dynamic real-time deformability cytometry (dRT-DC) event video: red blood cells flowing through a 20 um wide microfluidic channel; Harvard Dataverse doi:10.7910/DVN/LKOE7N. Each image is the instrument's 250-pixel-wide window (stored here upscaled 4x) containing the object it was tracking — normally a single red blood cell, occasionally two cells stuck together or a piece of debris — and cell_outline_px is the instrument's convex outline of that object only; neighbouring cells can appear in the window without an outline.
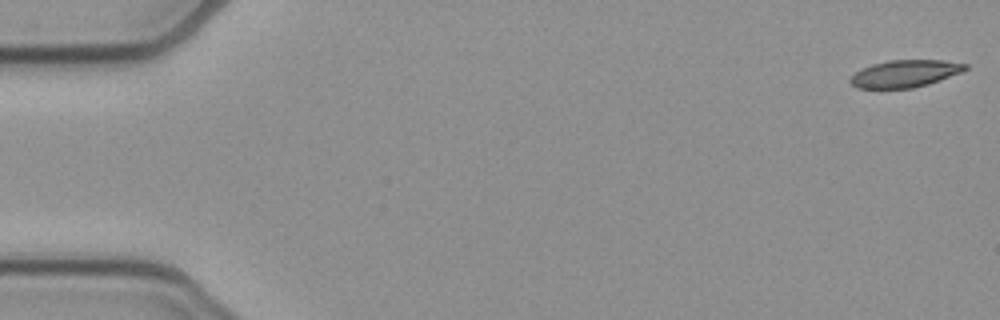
{"species": "common noctule bat (a hibernating species)", "species_latin": "Nyctalus noctula", "temperature_condition": "cold", "stored_images_in_passage": 52, "camera_frame_rate_fps": 3000, "um_per_image_px": 0.085, "animal": {"sex": "female", "body_mass_g": 21.9}, "frame": {"image": 1, "passage_image": 1, "time_ms": 0.0, "image_size_px": [1000, 320], "cell_outline_px": [[968, 68], [964, 72], [928, 84], [912, 88], [856, 88], [848, 80], [860, 68], [872, 64], [888, 60], [944, 60], [968, 64]], "centroid_in_image_um": [76.95, 6.25], "position_along_channel_um": 8.1, "area_um2": 18.38}}
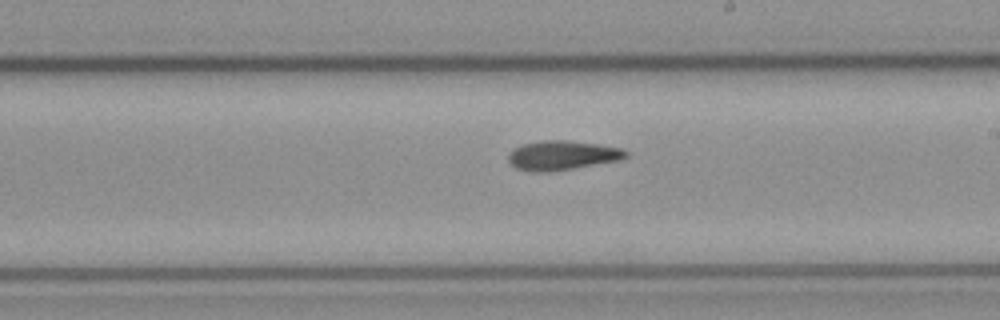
{"frame": {"image": 2, "passage_image": 30, "time_ms": 9.667, "image_size_px": [1000, 320], "cell_outline_px": [[628, 156], [624, 160], [552, 172], [528, 172], [516, 168], [508, 160], [508, 152], [524, 144], [544, 140], [564, 140], [596, 144], [624, 148], [628, 152]], "centroid_in_image_um": [47.84, 13.23], "position_along_channel_um": 241.2, "area_um2": 20.4}}
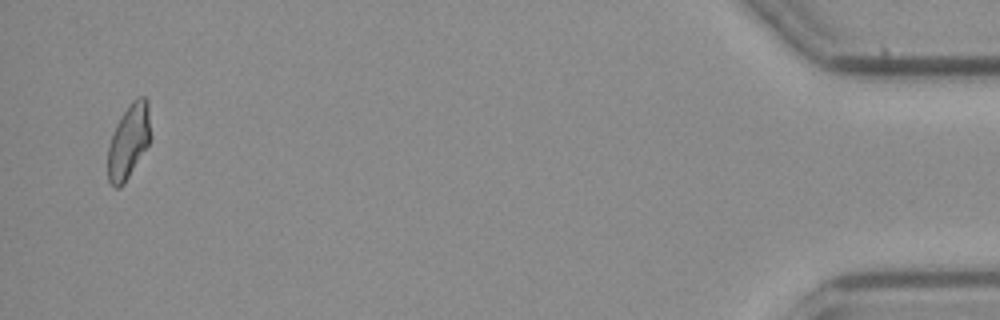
{"frame": {"image": 3, "passage_image": 51, "time_ms": 16.667, "image_size_px": [1000, 320], "cell_outline_px": [[152, 136], [148, 144], [124, 184], [120, 188], [116, 188], [108, 180], [108, 148], [116, 124], [120, 116], [132, 100], [136, 96], [144, 96], [148, 100]], "centroid_in_image_um": [10.96, 11.96], "position_along_channel_um": 424.2, "area_um2": 18.61}, "authors_computed_cell_mechanics": {"area_um2": 19.4786, "velocity_mm_per_s": 3.8954, "shape_relaxation_time_tau1_ms": null, "shape_relaxation_time_tau2_ms": 7.6647, "deformation_change_tau1": null, "deformation_change_tau2": 0.1545}}